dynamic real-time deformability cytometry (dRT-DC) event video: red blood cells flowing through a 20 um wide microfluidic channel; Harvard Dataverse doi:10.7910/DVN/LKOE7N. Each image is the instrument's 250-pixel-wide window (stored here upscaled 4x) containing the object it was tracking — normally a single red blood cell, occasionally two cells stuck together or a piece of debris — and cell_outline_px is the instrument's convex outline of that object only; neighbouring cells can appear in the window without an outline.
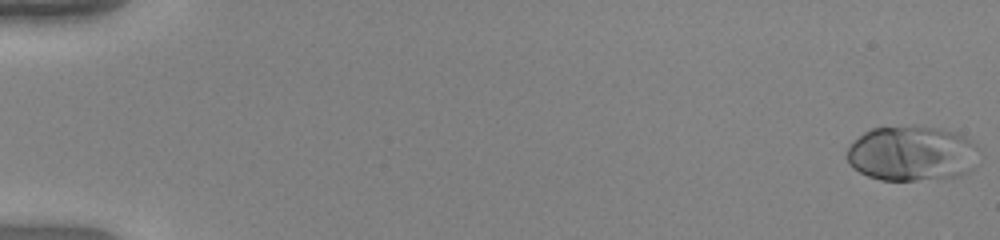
{"species": "human", "species_latin": "Homo sapiens", "temperature_condition": "warm", "stored_images_in_passage": 29, "camera_frame_rate_fps": 3000, "um_per_image_px": 0.085, "donor": {"sex": "female"}, "frame": {"image": 1, "passage_image": 1, "time_ms": 0.0, "image_size_px": [1000, 240], "cell_outline_px": [[980, 164], [976, 168], [960, 176], [916, 180], [880, 180], [868, 176], [852, 168], [848, 164], [848, 144], [864, 132], [872, 128], [912, 124], [920, 124], [944, 128], [960, 132], [972, 140], [980, 148]], "centroid_in_image_um": [77.6, 13.01], "position_along_channel_um": 7.4, "area_um2": 44.16}}
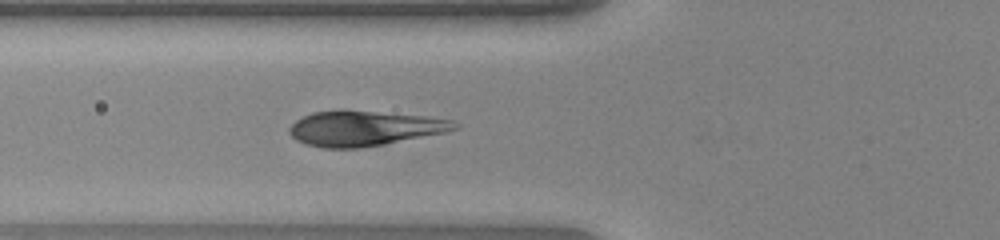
{"frame": {"image": 2, "passage_image": 21, "time_ms": 6.667, "image_size_px": [1000, 240], "cell_outline_px": [[460, 128], [444, 132], [384, 144], [360, 148], [324, 148], [304, 144], [296, 140], [288, 132], [288, 128], [296, 120], [312, 112], [372, 112], [424, 116], [452, 120], [460, 124]], "centroid_in_image_um": [30.96, 10.94], "position_along_channel_um": 94.8, "area_um2": 32.95}}
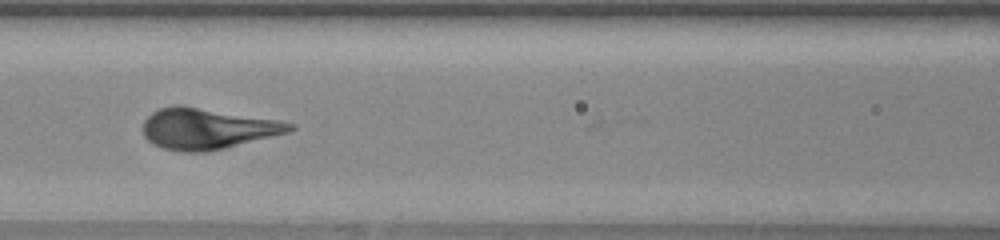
{"frame": {"image": 3, "passage_image": 25, "time_ms": 8.0, "image_size_px": [1000, 240], "cell_outline_px": [[296, 128], [288, 132], [224, 148], [204, 152], [180, 152], [164, 148], [152, 144], [144, 136], [144, 120], [152, 112], [160, 108], [176, 104], [180, 104], [276, 120], [296, 124]], "centroid_in_image_um": [17.58, 10.93], "position_along_channel_um": 149.0, "area_um2": 34.74}}